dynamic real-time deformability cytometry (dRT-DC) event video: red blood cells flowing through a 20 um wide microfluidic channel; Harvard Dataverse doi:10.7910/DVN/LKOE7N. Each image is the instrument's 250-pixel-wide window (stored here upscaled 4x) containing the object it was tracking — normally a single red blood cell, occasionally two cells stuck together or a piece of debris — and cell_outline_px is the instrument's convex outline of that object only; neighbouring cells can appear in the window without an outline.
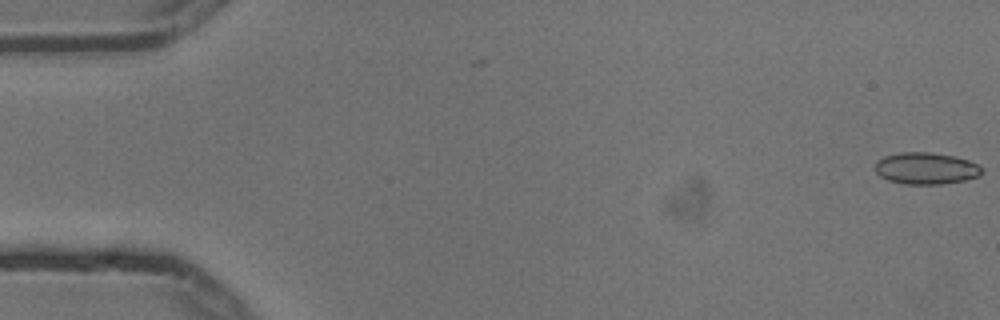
{"species": "common noctule bat (a hibernating species)", "species_latin": "Nyctalus noctula", "temperature_condition": "cold", "stored_images_in_passage": 5, "camera_frame_rate_fps": 3000, "um_per_image_px": 0.085, "animal": {"sex": "male", "body_mass_g": 13.3}, "frame": {"image": 1, "passage_image": 1, "time_ms": 0.0, "image_size_px": [1000, 320], "cell_outline_px": [[984, 172], [980, 176], [964, 180], [940, 184], [904, 184], [888, 180], [880, 176], [876, 172], [876, 160], [884, 156], [900, 152], [932, 152], [952, 156], [968, 160], [984, 168]], "centroid_in_image_um": [78.71, 14.31], "position_along_channel_um": 6.3, "area_um2": 19.83}}
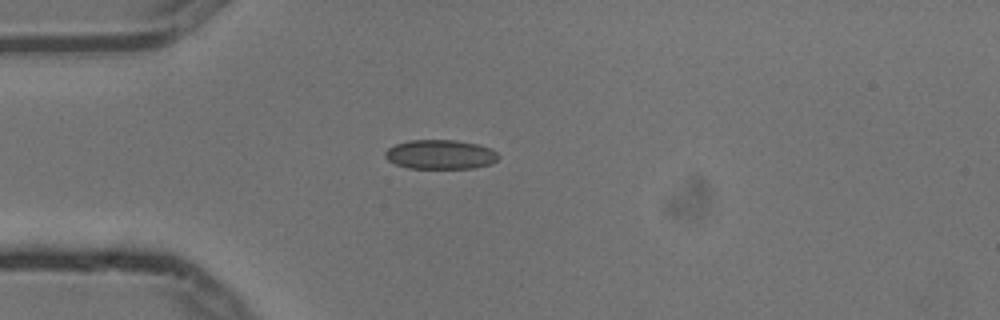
{"frame": {"image": 2, "passage_image": 5, "time_ms": 1.333, "image_size_px": [1000, 320], "cell_outline_px": [[500, 156], [492, 164], [472, 168], [408, 168], [396, 164], [388, 160], [384, 156], [384, 152], [388, 148], [396, 144], [408, 140], [456, 140], [480, 144], [492, 148]], "centroid_in_image_um": [37.45, 13.12], "position_along_channel_um": 47.5, "area_um2": 19.54}}